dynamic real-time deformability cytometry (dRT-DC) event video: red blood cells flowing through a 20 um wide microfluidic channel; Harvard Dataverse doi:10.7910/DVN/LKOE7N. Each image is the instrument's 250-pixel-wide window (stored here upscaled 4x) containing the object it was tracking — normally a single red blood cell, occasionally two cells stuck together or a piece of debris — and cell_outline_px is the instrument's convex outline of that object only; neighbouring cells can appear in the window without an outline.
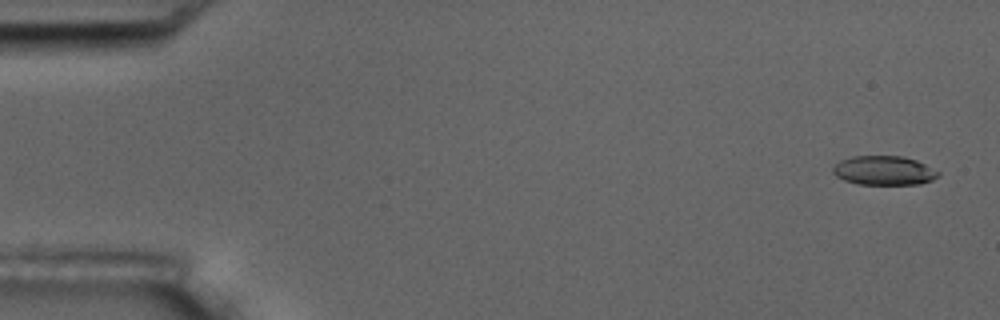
{"species": "common noctule bat (a hibernating species)", "species_latin": "Nyctalus noctula", "temperature_condition": "room temperature", "stored_images_in_passage": 17, "camera_frame_rate_fps": 3000, "um_per_image_px": 0.085, "animal": {"sex": "male", "body_mass_g": 17.5, "forearm_length_mm": 52.3}, "frame": {"image": 1, "passage_image": 1, "time_ms": 0.0, "image_size_px": [1000, 320], "cell_outline_px": [[940, 172], [932, 180], [920, 184], [856, 184], [844, 180], [836, 176], [832, 172], [832, 168], [840, 160], [852, 156], [904, 156], [916, 160]], "centroid_in_image_um": [75.1, 14.49], "position_along_channel_um": 9.9, "area_um2": 17.86}}
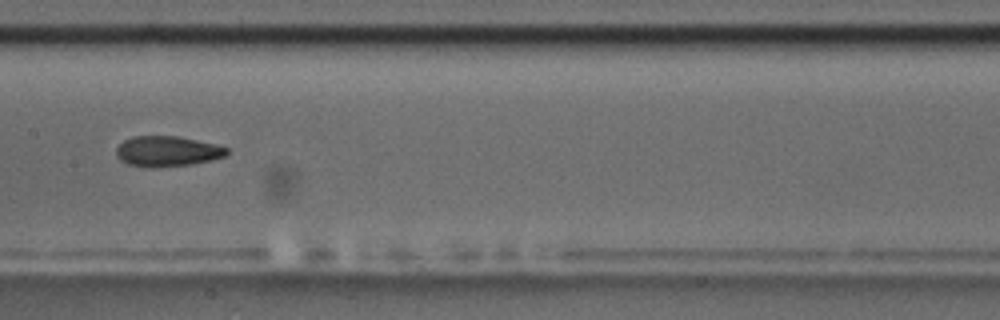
{"frame": {"image": 2, "passage_image": 9, "time_ms": 9.0, "image_size_px": [1000, 320], "cell_outline_px": [[228, 152], [224, 156], [212, 160], [192, 164], [128, 164], [120, 160], [116, 156], [116, 148], [124, 140], [132, 136], [176, 136], [216, 144], [228, 148]], "centroid_in_image_um": [14.24, 12.8], "position_along_channel_um": 193.2, "area_um2": 18.67}}
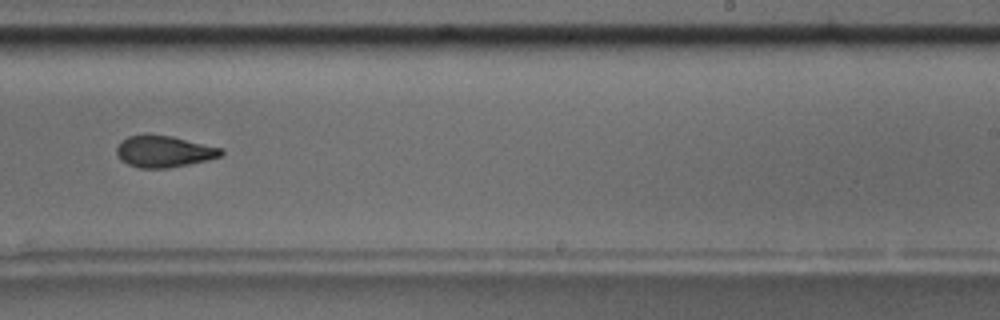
{"frame": {"image": 3, "passage_image": 11, "time_ms": 11.333, "image_size_px": [1000, 320], "cell_outline_px": [[224, 152], [220, 156], [208, 160], [168, 168], [140, 168], [128, 164], [120, 160], [116, 152], [116, 148], [120, 140], [128, 136], [144, 132], [148, 132], [172, 136], [224, 148]], "centroid_in_image_um": [13.9, 12.84], "position_along_channel_um": 275.1, "area_um2": 19.77}, "authors_computed_cell_mechanics": {"area_um2": 19.7676, "velocity_mm_per_s": 3.5244, "shape_relaxation_time_tau1_ms": null, "shape_relaxation_time_tau2_ms": 2.9893, "deformation_change_tau1": null, "deformation_change_tau2": 0.0842}}